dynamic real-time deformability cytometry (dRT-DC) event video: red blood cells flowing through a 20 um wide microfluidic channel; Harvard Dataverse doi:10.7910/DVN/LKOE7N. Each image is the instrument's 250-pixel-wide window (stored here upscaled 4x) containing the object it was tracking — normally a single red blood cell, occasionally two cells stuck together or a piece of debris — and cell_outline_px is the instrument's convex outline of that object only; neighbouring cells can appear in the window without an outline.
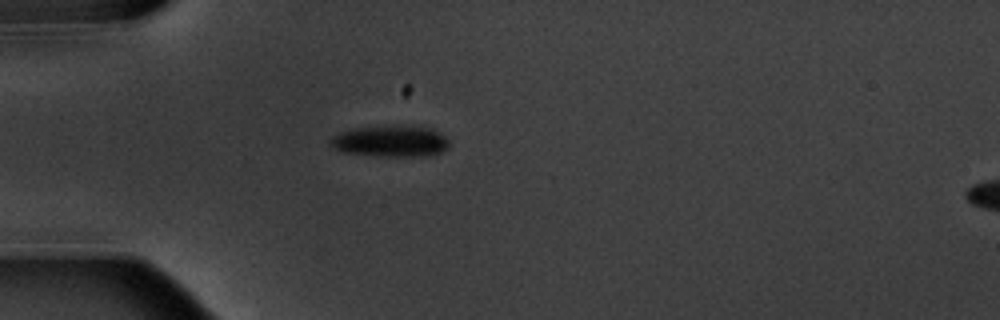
{"species": "common noctule bat (a hibernating species)", "species_latin": "Nyctalus noctula", "temperature_condition": "warm", "stored_images_in_passage": 1, "camera_frame_rate_fps": 3000, "um_per_image_px": 0.085, "animal": {"sex": "male", "body_mass_g": 20.1, "forearm_length_mm": 53.5}, "frame": {"image": 1, "passage_image": 1, "time_ms": 0.0, "image_size_px": [1000, 320], "cell_outline_px": [[448, 148], [440, 152], [424, 156], [376, 156], [344, 152], [332, 148], [328, 144], [328, 140], [332, 136], [340, 132], [356, 128], [396, 124], [428, 128], [444, 136], [448, 140]], "centroid_in_image_um": [33.13, 11.99], "position_along_channel_um": 51.9, "area_um2": 21.85}}